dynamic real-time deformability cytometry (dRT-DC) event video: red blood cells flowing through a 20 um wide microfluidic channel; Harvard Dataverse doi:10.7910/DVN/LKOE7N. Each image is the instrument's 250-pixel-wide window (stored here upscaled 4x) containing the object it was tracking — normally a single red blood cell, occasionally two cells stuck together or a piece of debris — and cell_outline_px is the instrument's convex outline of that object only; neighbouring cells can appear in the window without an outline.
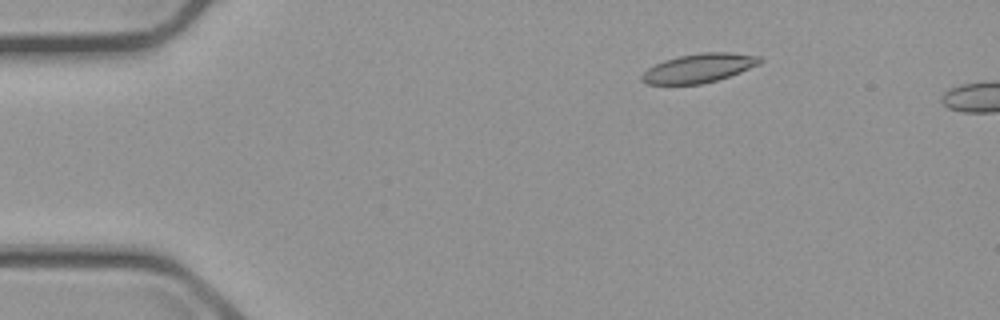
{"species": "common noctule bat (a hibernating species)", "species_latin": "Nyctalus noctula", "temperature_condition": "cold", "stored_images_in_passage": 2, "camera_frame_rate_fps": 3000, "um_per_image_px": 0.085, "animal": {"sex": "male", "body_mass_g": 23.1, "forearm_length_mm": 52.7}, "frame": {"image": 1, "passage_image": 1, "time_ms": 0.0, "image_size_px": [1000, 320], "cell_outline_px": [[764, 60], [760, 64], [740, 72], [716, 80], [700, 84], [644, 84], [640, 80], [640, 76], [648, 68], [664, 60], [680, 56], [700, 52], [732, 52], [760, 56]], "centroid_in_image_um": [59.41, 5.78], "position_along_channel_um": 25.6, "area_um2": 19.94}}